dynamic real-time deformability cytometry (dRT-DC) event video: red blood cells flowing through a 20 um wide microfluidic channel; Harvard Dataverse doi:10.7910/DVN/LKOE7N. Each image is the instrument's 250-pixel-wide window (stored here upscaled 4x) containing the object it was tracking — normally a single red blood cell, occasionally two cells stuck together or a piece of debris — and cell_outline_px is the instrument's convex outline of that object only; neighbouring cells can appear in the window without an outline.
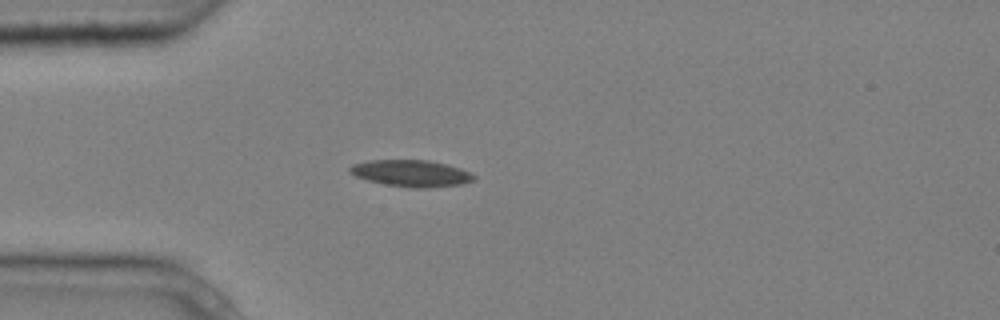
{"species": "common noctule bat (a hibernating species)", "species_latin": "Nyctalus noctula", "temperature_condition": "cold", "stored_images_in_passage": 5, "camera_frame_rate_fps": 3000, "um_per_image_px": 0.085, "animal": {"sex": "male", "body_mass_g": 20.4}, "frame": {"image": 1, "passage_image": 3, "time_ms": 0.667, "image_size_px": [1000, 320], "cell_outline_px": [[476, 180], [460, 184], [420, 188], [416, 188], [384, 184], [368, 180], [356, 176], [348, 172], [348, 168], [352, 164], [368, 160], [428, 160], [460, 168], [476, 176]], "centroid_in_image_um": [34.92, 14.72], "position_along_channel_um": 50.1, "area_um2": 19.07}}
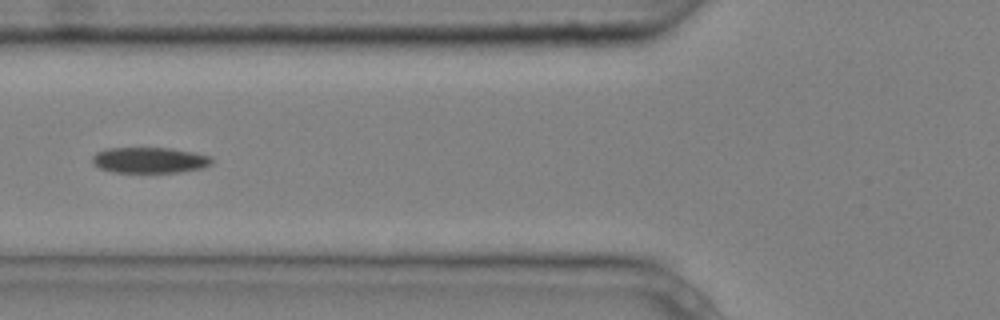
{"frame": {"image": 2, "passage_image": 5, "time_ms": 1.333, "image_size_px": [1000, 320], "cell_outline_px": [[212, 164], [204, 168], [180, 172], [116, 172], [100, 168], [92, 164], [92, 156], [96, 152], [108, 148], [172, 148], [212, 156]], "centroid_in_image_um": [12.73, 13.61], "position_along_channel_um": 113.1, "area_um2": 18.03}}